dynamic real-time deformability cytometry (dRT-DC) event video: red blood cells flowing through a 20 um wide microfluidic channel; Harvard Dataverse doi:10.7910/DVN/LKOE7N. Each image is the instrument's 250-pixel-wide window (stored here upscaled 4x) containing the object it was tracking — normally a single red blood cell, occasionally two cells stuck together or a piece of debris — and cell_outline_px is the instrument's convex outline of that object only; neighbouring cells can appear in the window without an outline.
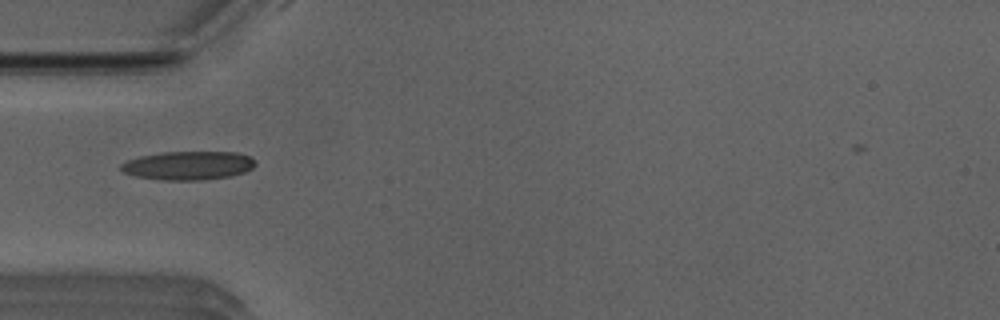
{"species": "Egyptian fruit bat (a non-hibernating species)", "species_latin": "Rousettus aegyptiacus", "temperature_condition": "room temperature", "stored_images_in_passage": 36, "camera_frame_rate_fps": 3000, "um_per_image_px": 0.085, "animal": {"sex": "male"}, "frame": {"image": 1, "passage_image": 1, "time_ms": 0.0, "image_size_px": [1000, 320], "cell_outline_px": [[256, 164], [252, 168], [244, 172], [232, 176], [204, 180], [164, 180], [136, 176], [124, 172], [120, 168], [120, 164], [128, 160], [140, 156], [164, 152], [236, 152], [248, 156]], "centroid_in_image_um": [16.0, 14.07], "position_along_channel_um": 69.0, "area_um2": 22.31}}
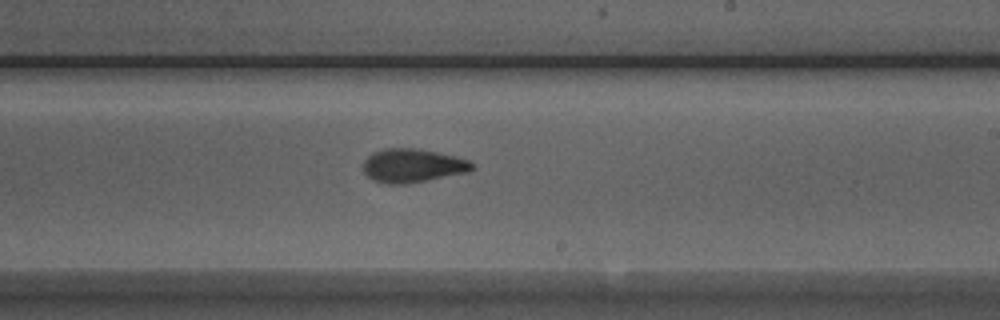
{"frame": {"image": 2, "passage_image": 15, "time_ms": 4.667, "image_size_px": [1000, 320], "cell_outline_px": [[476, 168], [468, 172], [404, 184], [384, 184], [372, 180], [364, 172], [364, 160], [372, 152], [384, 148], [416, 148], [456, 156], [468, 160], [476, 164]], "centroid_in_image_um": [35.08, 14.07], "position_along_channel_um": 253.9, "area_um2": 21.44}}
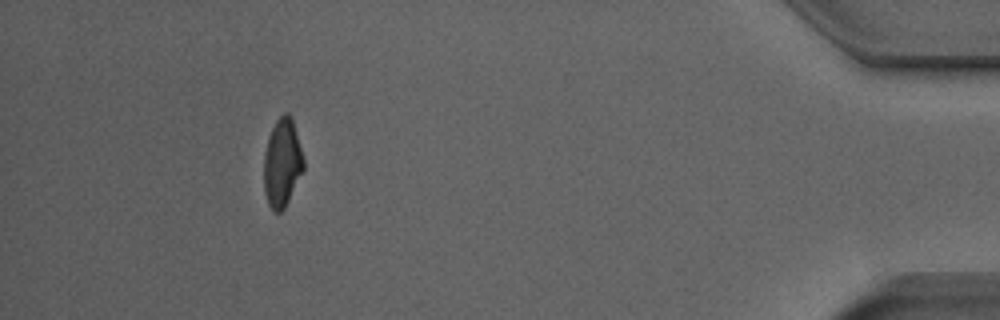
{"frame": {"image": 3, "passage_image": 32, "time_ms": 10.333, "image_size_px": [1000, 320], "cell_outline_px": [[304, 168], [284, 208], [280, 212], [272, 212], [268, 204], [264, 192], [264, 152], [272, 128], [276, 120], [284, 112], [288, 112], [292, 116], [304, 160]], "centroid_in_image_um": [23.98, 13.83], "position_along_channel_um": 411.2, "area_um2": 20.35}, "authors_computed_cell_mechanics": {"area_um2": 20.8658, "velocity_mm_per_s": 3.9526, "shape_relaxation_time_tau1_ms": 5.9422, "shape_relaxation_time_tau2_ms": 2.6931, "deformation_change_tau1": 0.1913, "deformation_change_tau2": 0.0918}}